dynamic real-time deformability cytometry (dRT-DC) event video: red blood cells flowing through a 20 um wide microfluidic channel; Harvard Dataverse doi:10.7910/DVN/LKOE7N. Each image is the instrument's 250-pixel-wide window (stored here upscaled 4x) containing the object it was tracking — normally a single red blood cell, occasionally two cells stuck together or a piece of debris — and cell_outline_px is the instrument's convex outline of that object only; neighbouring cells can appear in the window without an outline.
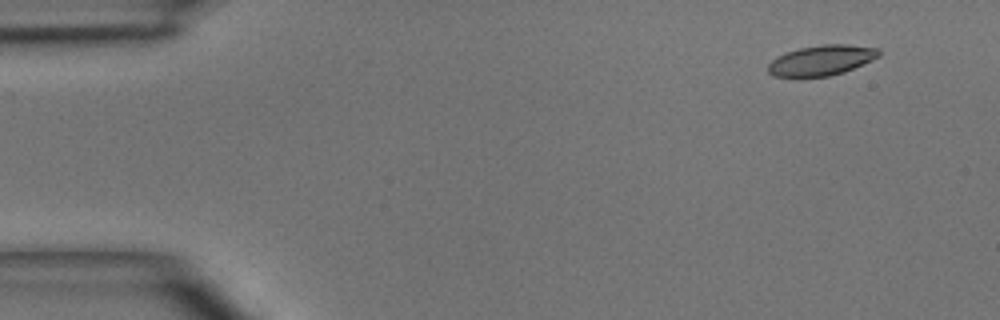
{"species": "common noctule bat (a hibernating species)", "species_latin": "Nyctalus noctula", "temperature_condition": "room temperature", "stored_images_in_passage": 4, "segment_of_instrument_passage": [2, 2], "camera_frame_rate_fps": 3000, "um_per_image_px": 0.085, "animal": {"sex": "male", "body_mass_g": 15.6}, "frame": {"image": 1, "passage_image": 4, "time_ms": 4.333, "image_size_px": [1000, 320], "cell_outline_px": [[880, 56], [872, 60], [844, 72], [828, 76], [800, 80], [772, 76], [768, 72], [768, 64], [776, 56], [800, 48], [820, 44], [848, 44], [880, 48]], "centroid_in_image_um": [69.78, 5.17], "position_along_channel_um": 15.2, "area_um2": 20.29}}